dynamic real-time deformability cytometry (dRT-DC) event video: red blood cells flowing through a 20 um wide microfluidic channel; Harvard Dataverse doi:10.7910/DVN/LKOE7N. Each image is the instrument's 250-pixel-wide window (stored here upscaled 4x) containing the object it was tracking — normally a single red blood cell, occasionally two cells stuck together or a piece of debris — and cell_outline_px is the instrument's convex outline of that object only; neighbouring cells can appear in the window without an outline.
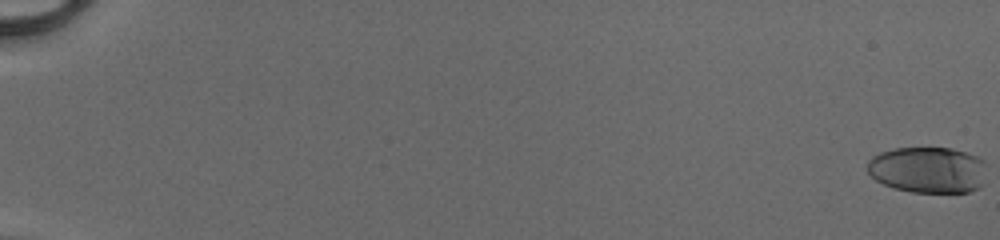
{"species": "human", "species_latin": "Homo sapiens", "temperature_condition": "cold", "stored_images_in_passage": 53, "camera_frame_rate_fps": 3000, "um_per_image_px": 0.085, "donor": {"sex": "male"}, "frame": {"image": 1, "passage_image": 1, "time_ms": 0.0, "image_size_px": [1000, 240], "cell_outline_px": [[984, 184], [980, 188], [968, 192], [912, 192], [892, 188], [876, 180], [868, 172], [868, 160], [872, 156], [880, 152], [892, 148], [952, 148], [980, 156], [984, 160]], "centroid_in_image_um": [78.89, 14.43], "position_along_channel_um": 6.1, "area_um2": 32.48}}
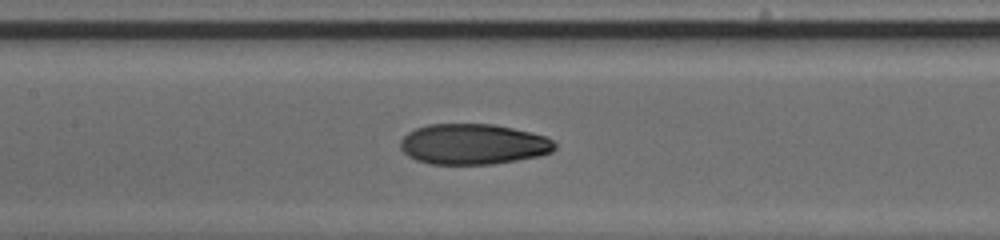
{"frame": {"image": 2, "passage_image": 29, "time_ms": 9.333, "image_size_px": [1000, 240], "cell_outline_px": [[556, 148], [552, 152], [540, 156], [492, 164], [428, 164], [416, 160], [408, 156], [400, 148], [400, 140], [408, 132], [416, 128], [428, 124], [492, 124], [532, 132], [548, 136], [556, 144]], "centroid_in_image_um": [40.23, 12.25], "position_along_channel_um": 167.2, "area_um2": 36.76}}
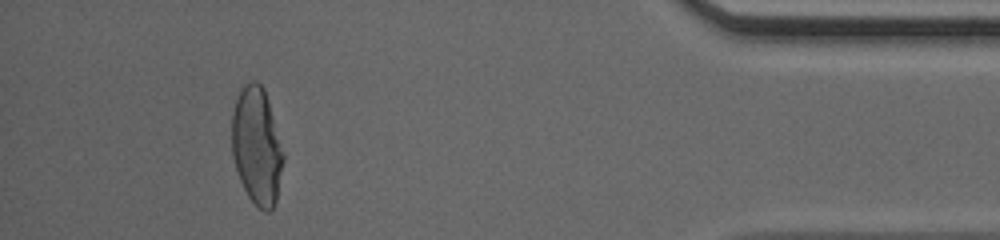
{"frame": {"image": 3, "passage_image": 50, "time_ms": 16.333, "image_size_px": [1000, 240], "cell_outline_px": [[284, 160], [276, 204], [268, 212], [264, 212], [248, 196], [240, 180], [232, 156], [232, 112], [236, 100], [244, 84], [252, 80], [256, 80], [264, 88], [284, 152]], "centroid_in_image_um": [21.84, 12.42], "position_along_channel_um": 413.4, "area_um2": 35.2}, "authors_computed_cell_mechanics": {"area_um2": 35.7204, "velocity_mm_per_s": 4.1664, "shape_relaxation_time_tau1_ms": 6.399, "shape_relaxation_time_tau2_ms": 1.3522, "deformation_change_tau1": 0.2658, "deformation_change_tau2": 0.0588}}